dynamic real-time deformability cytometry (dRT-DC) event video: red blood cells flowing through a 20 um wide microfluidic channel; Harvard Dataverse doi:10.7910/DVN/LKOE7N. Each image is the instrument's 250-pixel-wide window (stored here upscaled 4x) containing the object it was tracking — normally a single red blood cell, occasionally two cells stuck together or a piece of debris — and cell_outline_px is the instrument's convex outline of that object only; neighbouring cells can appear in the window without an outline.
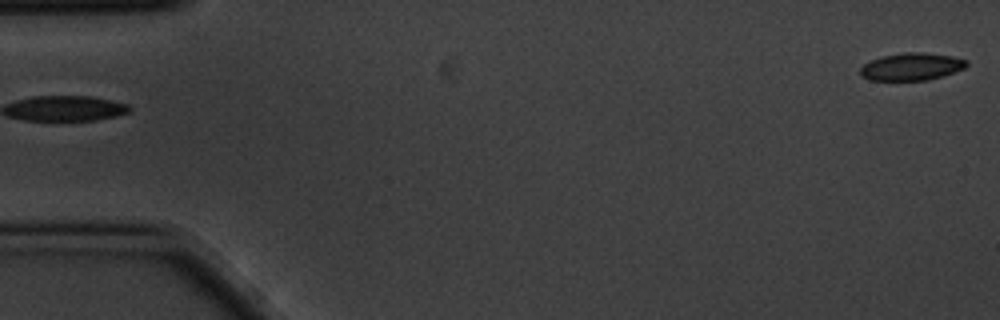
{"species": "common noctule bat (a hibernating species)", "species_latin": "Nyctalus noctula", "temperature_condition": "cold", "stored_images_in_passage": 5, "camera_frame_rate_fps": 3000, "um_per_image_px": 0.085, "animal": {"sex": "male", "body_mass_g": 20.1, "forearm_length_mm": 53.5}, "frame": {"image": 1, "passage_image": 1, "time_ms": 0.0, "image_size_px": [1000, 320], "cell_outline_px": [[968, 64], [964, 68], [928, 80], [868, 80], [860, 76], [860, 68], [864, 64], [880, 56], [904, 52], [924, 52], [952, 56], [968, 60]], "centroid_in_image_um": [77.45, 5.65], "position_along_channel_um": 7.6, "area_um2": 16.99}}